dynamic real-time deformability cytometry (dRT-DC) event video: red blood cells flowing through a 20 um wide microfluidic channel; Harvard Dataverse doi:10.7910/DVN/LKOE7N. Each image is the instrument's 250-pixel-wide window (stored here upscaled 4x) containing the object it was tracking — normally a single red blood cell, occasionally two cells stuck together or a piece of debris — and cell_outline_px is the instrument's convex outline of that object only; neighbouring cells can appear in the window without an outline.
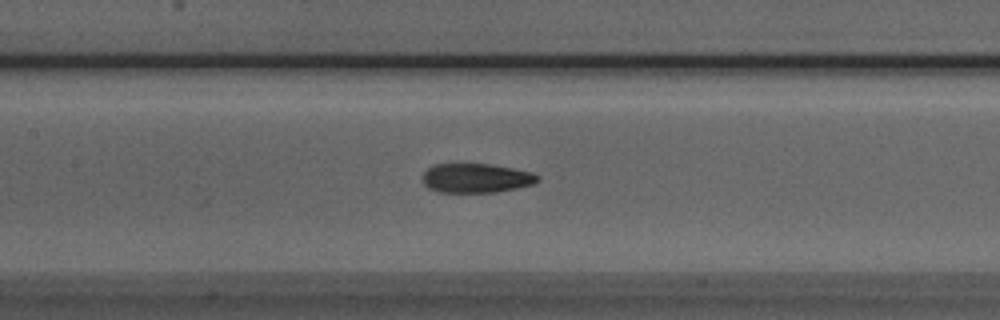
{"species": "Egyptian fruit bat (a non-hibernating species)", "species_latin": "Rousettus aegyptiacus", "temperature_condition": "room temperature", "stored_images_in_passage": 51, "camera_frame_rate_fps": 3000, "um_per_image_px": 0.085, "animal": {"sex": "male"}, "frame": {"image": 1, "passage_image": 23, "time_ms": 7.333, "image_size_px": [1000, 320], "cell_outline_px": [[540, 180], [536, 184], [496, 192], [440, 192], [428, 188], [424, 184], [420, 176], [428, 168], [436, 164], [488, 164], [512, 168], [532, 172], [540, 176]], "centroid_in_image_um": [40.48, 15.14], "position_along_channel_um": 166.9, "area_um2": 19.77}}
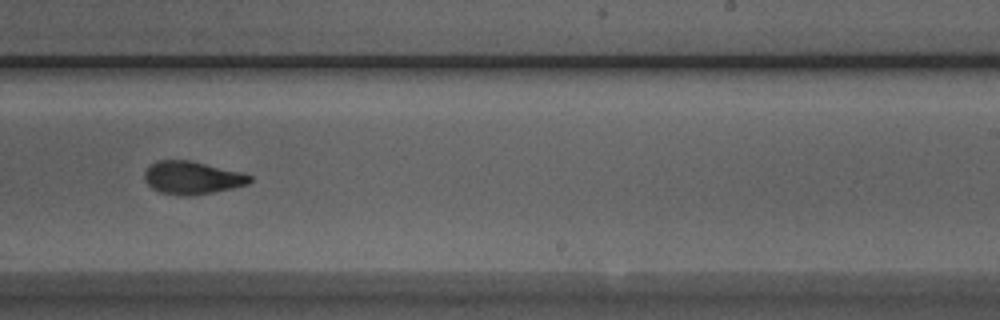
{"frame": {"image": 2, "passage_image": 31, "time_ms": 10.0, "image_size_px": [1000, 320], "cell_outline_px": [[252, 180], [248, 184], [232, 188], [192, 196], [176, 196], [160, 192], [152, 188], [144, 180], [144, 172], [156, 160], [192, 160], [244, 172], [252, 176]], "centroid_in_image_um": [16.35, 15.1], "position_along_channel_um": 272.7, "area_um2": 20.52}}
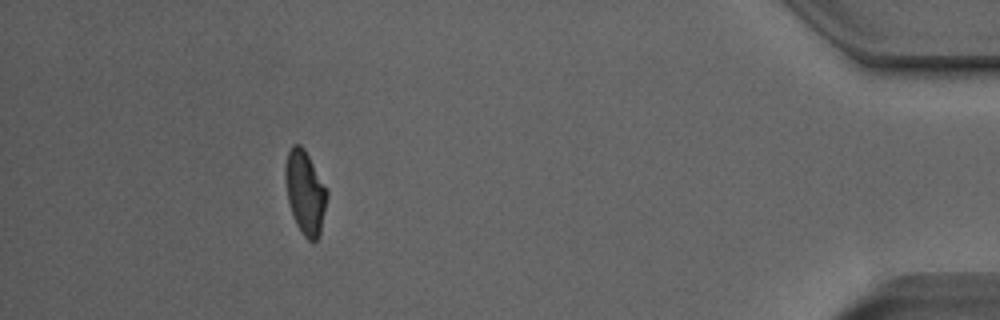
{"frame": {"image": 3, "passage_image": 46, "time_ms": 15.0, "image_size_px": [1000, 320], "cell_outline_px": [[328, 196], [320, 236], [312, 244], [304, 236], [296, 224], [292, 216], [288, 200], [284, 180], [284, 168], [288, 152], [292, 144], [300, 144], [304, 148], [328, 188]], "centroid_in_image_um": [25.95, 16.36], "position_along_channel_um": 409.3, "area_um2": 20.81}, "authors_computed_cell_mechanics": {"area_um2": 20.1722, "velocity_mm_per_s": 3.9802, "shape_relaxation_time_tau1_ms": 3.5661, "shape_relaxation_time_tau2_ms": 1.8521, "deformation_change_tau1": 0.1859, "deformation_change_tau2": 0.0868}}